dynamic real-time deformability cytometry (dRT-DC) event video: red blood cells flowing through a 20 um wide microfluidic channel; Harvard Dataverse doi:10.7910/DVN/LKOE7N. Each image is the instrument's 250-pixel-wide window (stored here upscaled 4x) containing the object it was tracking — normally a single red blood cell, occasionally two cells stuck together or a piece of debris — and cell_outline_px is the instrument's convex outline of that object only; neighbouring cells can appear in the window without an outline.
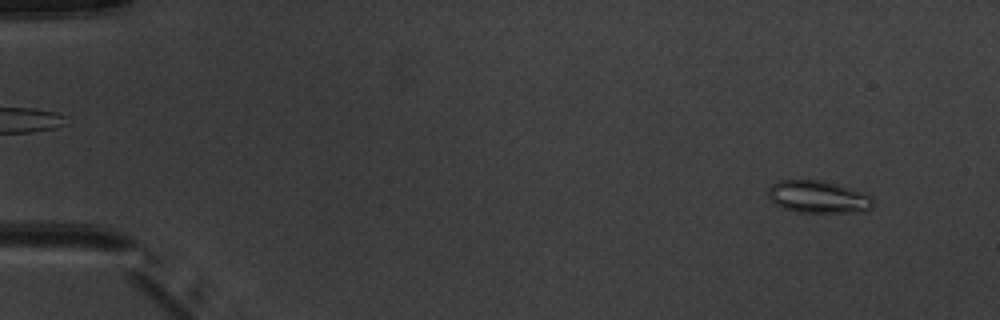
{"species": "common noctule bat (a hibernating species)", "species_latin": "Nyctalus noctula", "temperature_condition": "warm", "stored_images_in_passage": 6, "camera_frame_rate_fps": 3000, "um_per_image_px": 0.085, "animal": {"sex": "male", "body_mass_g": 20.1, "forearm_length_mm": 53.5}, "frame": {"image": 1, "passage_image": 2, "time_ms": 1.333, "image_size_px": [1000, 320], "cell_outline_px": [[876, 204], [868, 212], [796, 212], [784, 208], [776, 204], [768, 196], [768, 188], [772, 184], [780, 180], [824, 180], [864, 192], [872, 196], [876, 200]], "centroid_in_image_um": [69.63, 16.74], "position_along_channel_um": 15.4, "area_um2": 20.17}}
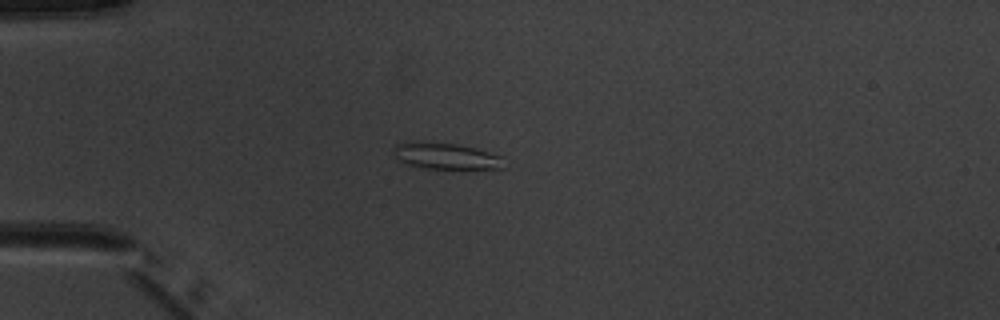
{"frame": {"image": 2, "passage_image": 5, "time_ms": 4.667, "image_size_px": [1000, 320], "cell_outline_px": [[504, 168], [424, 168], [408, 164], [396, 160], [392, 148], [396, 144], [404, 140], [424, 140], [456, 144], [476, 148], [500, 156]], "centroid_in_image_um": [37.75, 13.22], "position_along_channel_um": 47.2, "area_um2": 17.17}}
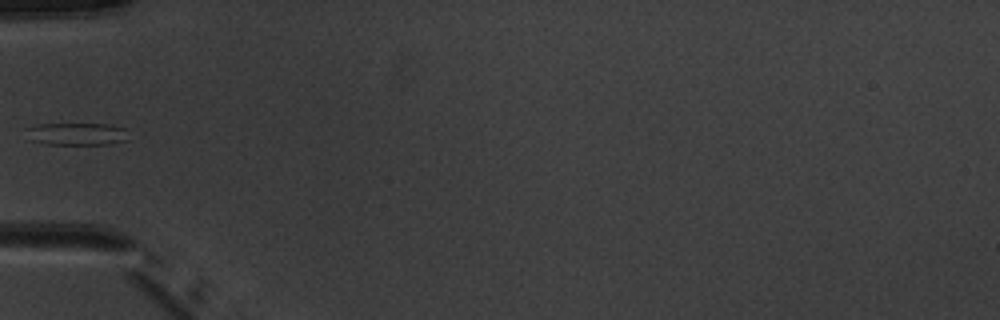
{"frame": {"image": 3, "passage_image": 6, "time_ms": 6.0, "image_size_px": [1000, 320], "cell_outline_px": [[128, 140], [112, 144], [44, 144], [28, 140], [24, 128], [36, 124], [112, 124], [128, 128]], "centroid_in_image_um": [6.53, 11.38], "position_along_channel_um": 78.5, "area_um2": 13.87}}